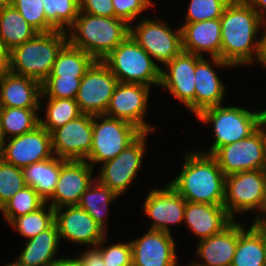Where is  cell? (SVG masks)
I'll list each match as a JSON object with an SVG mask.
<instances>
[{
  "mask_svg": "<svg viewBox=\"0 0 266 266\" xmlns=\"http://www.w3.org/2000/svg\"><path fill=\"white\" fill-rule=\"evenodd\" d=\"M82 78L47 77L41 83L40 98L75 99Z\"/></svg>",
  "mask_w": 266,
  "mask_h": 266,
  "instance_id": "ab89813d",
  "label": "cell"
},
{
  "mask_svg": "<svg viewBox=\"0 0 266 266\" xmlns=\"http://www.w3.org/2000/svg\"><path fill=\"white\" fill-rule=\"evenodd\" d=\"M25 182L47 201L53 194L59 173L60 158L53 156L48 160L33 163L23 168Z\"/></svg>",
  "mask_w": 266,
  "mask_h": 266,
  "instance_id": "f1b7e54d",
  "label": "cell"
},
{
  "mask_svg": "<svg viewBox=\"0 0 266 266\" xmlns=\"http://www.w3.org/2000/svg\"><path fill=\"white\" fill-rule=\"evenodd\" d=\"M4 266H24V265H22V264L16 259V260L13 261L12 263L10 262V263H8V264H6V265H4Z\"/></svg>",
  "mask_w": 266,
  "mask_h": 266,
  "instance_id": "f907efd6",
  "label": "cell"
},
{
  "mask_svg": "<svg viewBox=\"0 0 266 266\" xmlns=\"http://www.w3.org/2000/svg\"><path fill=\"white\" fill-rule=\"evenodd\" d=\"M184 154L181 171L168 184L187 202L223 205L225 175L217 160L196 150Z\"/></svg>",
  "mask_w": 266,
  "mask_h": 266,
  "instance_id": "7a4b0ae2",
  "label": "cell"
},
{
  "mask_svg": "<svg viewBox=\"0 0 266 266\" xmlns=\"http://www.w3.org/2000/svg\"><path fill=\"white\" fill-rule=\"evenodd\" d=\"M239 238V222L234 220L222 232L198 241L197 261L188 266H231Z\"/></svg>",
  "mask_w": 266,
  "mask_h": 266,
  "instance_id": "7402d4cb",
  "label": "cell"
},
{
  "mask_svg": "<svg viewBox=\"0 0 266 266\" xmlns=\"http://www.w3.org/2000/svg\"><path fill=\"white\" fill-rule=\"evenodd\" d=\"M265 154H266V117L264 118ZM266 171V167H265Z\"/></svg>",
  "mask_w": 266,
  "mask_h": 266,
  "instance_id": "816d5d0a",
  "label": "cell"
},
{
  "mask_svg": "<svg viewBox=\"0 0 266 266\" xmlns=\"http://www.w3.org/2000/svg\"><path fill=\"white\" fill-rule=\"evenodd\" d=\"M13 0H0V8L11 6Z\"/></svg>",
  "mask_w": 266,
  "mask_h": 266,
  "instance_id": "681fc988",
  "label": "cell"
},
{
  "mask_svg": "<svg viewBox=\"0 0 266 266\" xmlns=\"http://www.w3.org/2000/svg\"><path fill=\"white\" fill-rule=\"evenodd\" d=\"M95 61L90 54L67 42L58 52L48 77L83 78Z\"/></svg>",
  "mask_w": 266,
  "mask_h": 266,
  "instance_id": "f546056e",
  "label": "cell"
},
{
  "mask_svg": "<svg viewBox=\"0 0 266 266\" xmlns=\"http://www.w3.org/2000/svg\"><path fill=\"white\" fill-rule=\"evenodd\" d=\"M36 34L38 32L12 5L0 8V35L10 50L29 41Z\"/></svg>",
  "mask_w": 266,
  "mask_h": 266,
  "instance_id": "4dcf8cb0",
  "label": "cell"
},
{
  "mask_svg": "<svg viewBox=\"0 0 266 266\" xmlns=\"http://www.w3.org/2000/svg\"><path fill=\"white\" fill-rule=\"evenodd\" d=\"M47 205L45 203L34 212L14 218L8 225L26 240L38 235L54 223V208Z\"/></svg>",
  "mask_w": 266,
  "mask_h": 266,
  "instance_id": "e575fe53",
  "label": "cell"
},
{
  "mask_svg": "<svg viewBox=\"0 0 266 266\" xmlns=\"http://www.w3.org/2000/svg\"><path fill=\"white\" fill-rule=\"evenodd\" d=\"M46 201L31 186H25L18 191L1 208L5 222L9 224L14 218L34 212L41 208Z\"/></svg>",
  "mask_w": 266,
  "mask_h": 266,
  "instance_id": "d590c367",
  "label": "cell"
},
{
  "mask_svg": "<svg viewBox=\"0 0 266 266\" xmlns=\"http://www.w3.org/2000/svg\"><path fill=\"white\" fill-rule=\"evenodd\" d=\"M119 81L109 68L96 60L81 79L76 102L83 114H105Z\"/></svg>",
  "mask_w": 266,
  "mask_h": 266,
  "instance_id": "4fadbf2b",
  "label": "cell"
},
{
  "mask_svg": "<svg viewBox=\"0 0 266 266\" xmlns=\"http://www.w3.org/2000/svg\"><path fill=\"white\" fill-rule=\"evenodd\" d=\"M266 117V109L252 111L241 106L219 105L201 111L195 118L212 125L214 142L208 150L200 152L212 155L219 147L242 140L254 133Z\"/></svg>",
  "mask_w": 266,
  "mask_h": 266,
  "instance_id": "5b68a950",
  "label": "cell"
},
{
  "mask_svg": "<svg viewBox=\"0 0 266 266\" xmlns=\"http://www.w3.org/2000/svg\"><path fill=\"white\" fill-rule=\"evenodd\" d=\"M94 168L86 160L60 159V173L52 196L46 201L54 209L78 205L81 195L96 179ZM93 176V177H92Z\"/></svg>",
  "mask_w": 266,
  "mask_h": 266,
  "instance_id": "e0dca14e",
  "label": "cell"
},
{
  "mask_svg": "<svg viewBox=\"0 0 266 266\" xmlns=\"http://www.w3.org/2000/svg\"><path fill=\"white\" fill-rule=\"evenodd\" d=\"M206 57L196 64L195 69V116L204 109L224 103L227 87L215 69L234 68L218 57Z\"/></svg>",
  "mask_w": 266,
  "mask_h": 266,
  "instance_id": "44dd1931",
  "label": "cell"
},
{
  "mask_svg": "<svg viewBox=\"0 0 266 266\" xmlns=\"http://www.w3.org/2000/svg\"><path fill=\"white\" fill-rule=\"evenodd\" d=\"M46 20L56 29L67 32L80 12L79 0H41Z\"/></svg>",
  "mask_w": 266,
  "mask_h": 266,
  "instance_id": "836d02e7",
  "label": "cell"
},
{
  "mask_svg": "<svg viewBox=\"0 0 266 266\" xmlns=\"http://www.w3.org/2000/svg\"><path fill=\"white\" fill-rule=\"evenodd\" d=\"M105 236L97 245L102 254L106 266H132V246L128 242H115L106 245Z\"/></svg>",
  "mask_w": 266,
  "mask_h": 266,
  "instance_id": "60d3db41",
  "label": "cell"
},
{
  "mask_svg": "<svg viewBox=\"0 0 266 266\" xmlns=\"http://www.w3.org/2000/svg\"><path fill=\"white\" fill-rule=\"evenodd\" d=\"M202 56L182 51L161 69L159 87L168 90L195 116V69Z\"/></svg>",
  "mask_w": 266,
  "mask_h": 266,
  "instance_id": "5bb4252c",
  "label": "cell"
},
{
  "mask_svg": "<svg viewBox=\"0 0 266 266\" xmlns=\"http://www.w3.org/2000/svg\"><path fill=\"white\" fill-rule=\"evenodd\" d=\"M12 6L38 33L56 31L45 18L41 0H13Z\"/></svg>",
  "mask_w": 266,
  "mask_h": 266,
  "instance_id": "74e56055",
  "label": "cell"
},
{
  "mask_svg": "<svg viewBox=\"0 0 266 266\" xmlns=\"http://www.w3.org/2000/svg\"><path fill=\"white\" fill-rule=\"evenodd\" d=\"M3 141H4V138L2 137V133H1V129H0V151L2 148Z\"/></svg>",
  "mask_w": 266,
  "mask_h": 266,
  "instance_id": "f5cc1de1",
  "label": "cell"
},
{
  "mask_svg": "<svg viewBox=\"0 0 266 266\" xmlns=\"http://www.w3.org/2000/svg\"><path fill=\"white\" fill-rule=\"evenodd\" d=\"M264 266H266V252H265V261H264Z\"/></svg>",
  "mask_w": 266,
  "mask_h": 266,
  "instance_id": "db71d44e",
  "label": "cell"
},
{
  "mask_svg": "<svg viewBox=\"0 0 266 266\" xmlns=\"http://www.w3.org/2000/svg\"><path fill=\"white\" fill-rule=\"evenodd\" d=\"M67 35L72 46L101 61L130 35V25L117 17L94 16L80 11Z\"/></svg>",
  "mask_w": 266,
  "mask_h": 266,
  "instance_id": "3957f363",
  "label": "cell"
},
{
  "mask_svg": "<svg viewBox=\"0 0 266 266\" xmlns=\"http://www.w3.org/2000/svg\"><path fill=\"white\" fill-rule=\"evenodd\" d=\"M52 266H79L77 261L74 257L66 258L62 257L61 259L57 260Z\"/></svg>",
  "mask_w": 266,
  "mask_h": 266,
  "instance_id": "c3c4849f",
  "label": "cell"
},
{
  "mask_svg": "<svg viewBox=\"0 0 266 266\" xmlns=\"http://www.w3.org/2000/svg\"><path fill=\"white\" fill-rule=\"evenodd\" d=\"M247 229L239 223V238L231 266H264L266 223L253 222Z\"/></svg>",
  "mask_w": 266,
  "mask_h": 266,
  "instance_id": "484cf974",
  "label": "cell"
},
{
  "mask_svg": "<svg viewBox=\"0 0 266 266\" xmlns=\"http://www.w3.org/2000/svg\"><path fill=\"white\" fill-rule=\"evenodd\" d=\"M234 219L223 205H210L186 201L183 223L198 240H203L226 229Z\"/></svg>",
  "mask_w": 266,
  "mask_h": 266,
  "instance_id": "603a6c76",
  "label": "cell"
},
{
  "mask_svg": "<svg viewBox=\"0 0 266 266\" xmlns=\"http://www.w3.org/2000/svg\"><path fill=\"white\" fill-rule=\"evenodd\" d=\"M25 186L23 169L0 158V208Z\"/></svg>",
  "mask_w": 266,
  "mask_h": 266,
  "instance_id": "8d00e7d4",
  "label": "cell"
},
{
  "mask_svg": "<svg viewBox=\"0 0 266 266\" xmlns=\"http://www.w3.org/2000/svg\"><path fill=\"white\" fill-rule=\"evenodd\" d=\"M64 208V209H63ZM54 222L60 240L95 247L107 236V232L77 205L62 206L54 209Z\"/></svg>",
  "mask_w": 266,
  "mask_h": 266,
  "instance_id": "ac0fdd59",
  "label": "cell"
},
{
  "mask_svg": "<svg viewBox=\"0 0 266 266\" xmlns=\"http://www.w3.org/2000/svg\"><path fill=\"white\" fill-rule=\"evenodd\" d=\"M101 61L119 82L160 86L162 67L130 35Z\"/></svg>",
  "mask_w": 266,
  "mask_h": 266,
  "instance_id": "52a82bcc",
  "label": "cell"
},
{
  "mask_svg": "<svg viewBox=\"0 0 266 266\" xmlns=\"http://www.w3.org/2000/svg\"><path fill=\"white\" fill-rule=\"evenodd\" d=\"M261 17L266 20V0H245Z\"/></svg>",
  "mask_w": 266,
  "mask_h": 266,
  "instance_id": "7dc6e473",
  "label": "cell"
},
{
  "mask_svg": "<svg viewBox=\"0 0 266 266\" xmlns=\"http://www.w3.org/2000/svg\"><path fill=\"white\" fill-rule=\"evenodd\" d=\"M7 140L3 141L0 158L16 167L23 169L54 156L51 133L40 125L31 132Z\"/></svg>",
  "mask_w": 266,
  "mask_h": 266,
  "instance_id": "2e32d148",
  "label": "cell"
},
{
  "mask_svg": "<svg viewBox=\"0 0 266 266\" xmlns=\"http://www.w3.org/2000/svg\"><path fill=\"white\" fill-rule=\"evenodd\" d=\"M40 108L0 107V129L4 140L33 131L39 126Z\"/></svg>",
  "mask_w": 266,
  "mask_h": 266,
  "instance_id": "1f68e13d",
  "label": "cell"
},
{
  "mask_svg": "<svg viewBox=\"0 0 266 266\" xmlns=\"http://www.w3.org/2000/svg\"><path fill=\"white\" fill-rule=\"evenodd\" d=\"M93 115L81 114L51 132L54 156L63 160H85L91 151Z\"/></svg>",
  "mask_w": 266,
  "mask_h": 266,
  "instance_id": "9a60e30c",
  "label": "cell"
},
{
  "mask_svg": "<svg viewBox=\"0 0 266 266\" xmlns=\"http://www.w3.org/2000/svg\"><path fill=\"white\" fill-rule=\"evenodd\" d=\"M261 30L263 33H261V49L258 64L262 65L266 70V20H262Z\"/></svg>",
  "mask_w": 266,
  "mask_h": 266,
  "instance_id": "bcb514c9",
  "label": "cell"
},
{
  "mask_svg": "<svg viewBox=\"0 0 266 266\" xmlns=\"http://www.w3.org/2000/svg\"><path fill=\"white\" fill-rule=\"evenodd\" d=\"M140 19L136 25L130 24V36L158 65L164 66L183 51L181 27L172 30L160 18Z\"/></svg>",
  "mask_w": 266,
  "mask_h": 266,
  "instance_id": "9c48e42d",
  "label": "cell"
},
{
  "mask_svg": "<svg viewBox=\"0 0 266 266\" xmlns=\"http://www.w3.org/2000/svg\"><path fill=\"white\" fill-rule=\"evenodd\" d=\"M141 131L134 125L105 114L93 115V136L91 151L85 159L94 169L114 159L131 143Z\"/></svg>",
  "mask_w": 266,
  "mask_h": 266,
  "instance_id": "ba28073f",
  "label": "cell"
},
{
  "mask_svg": "<svg viewBox=\"0 0 266 266\" xmlns=\"http://www.w3.org/2000/svg\"><path fill=\"white\" fill-rule=\"evenodd\" d=\"M220 22L221 59L233 67L258 63L262 24L259 14L245 0H231Z\"/></svg>",
  "mask_w": 266,
  "mask_h": 266,
  "instance_id": "6da1fadb",
  "label": "cell"
},
{
  "mask_svg": "<svg viewBox=\"0 0 266 266\" xmlns=\"http://www.w3.org/2000/svg\"><path fill=\"white\" fill-rule=\"evenodd\" d=\"M41 83L3 71L0 73V107L40 108Z\"/></svg>",
  "mask_w": 266,
  "mask_h": 266,
  "instance_id": "d4e9b609",
  "label": "cell"
},
{
  "mask_svg": "<svg viewBox=\"0 0 266 266\" xmlns=\"http://www.w3.org/2000/svg\"><path fill=\"white\" fill-rule=\"evenodd\" d=\"M151 88L140 83L119 82L110 98L105 115L124 120L141 132L155 131V127L145 121Z\"/></svg>",
  "mask_w": 266,
  "mask_h": 266,
  "instance_id": "7c38bea8",
  "label": "cell"
},
{
  "mask_svg": "<svg viewBox=\"0 0 266 266\" xmlns=\"http://www.w3.org/2000/svg\"><path fill=\"white\" fill-rule=\"evenodd\" d=\"M68 42L67 32L38 33L10 53L8 71L42 83L52 72L58 52Z\"/></svg>",
  "mask_w": 266,
  "mask_h": 266,
  "instance_id": "277c9868",
  "label": "cell"
},
{
  "mask_svg": "<svg viewBox=\"0 0 266 266\" xmlns=\"http://www.w3.org/2000/svg\"><path fill=\"white\" fill-rule=\"evenodd\" d=\"M81 253L79 257H74L79 266H106L100 249L97 246L87 247Z\"/></svg>",
  "mask_w": 266,
  "mask_h": 266,
  "instance_id": "ee69618b",
  "label": "cell"
},
{
  "mask_svg": "<svg viewBox=\"0 0 266 266\" xmlns=\"http://www.w3.org/2000/svg\"><path fill=\"white\" fill-rule=\"evenodd\" d=\"M223 206L234 220H237L236 213L246 214L256 211L253 222L266 223L265 169L242 171L225 176Z\"/></svg>",
  "mask_w": 266,
  "mask_h": 266,
  "instance_id": "8992f818",
  "label": "cell"
},
{
  "mask_svg": "<svg viewBox=\"0 0 266 266\" xmlns=\"http://www.w3.org/2000/svg\"><path fill=\"white\" fill-rule=\"evenodd\" d=\"M182 49L184 52L204 57L221 59V22L209 19L201 22L182 24Z\"/></svg>",
  "mask_w": 266,
  "mask_h": 266,
  "instance_id": "cb8c5ba5",
  "label": "cell"
},
{
  "mask_svg": "<svg viewBox=\"0 0 266 266\" xmlns=\"http://www.w3.org/2000/svg\"><path fill=\"white\" fill-rule=\"evenodd\" d=\"M212 156L225 176L242 171L265 169L264 119L260 127L245 139L219 147Z\"/></svg>",
  "mask_w": 266,
  "mask_h": 266,
  "instance_id": "8fae6325",
  "label": "cell"
},
{
  "mask_svg": "<svg viewBox=\"0 0 266 266\" xmlns=\"http://www.w3.org/2000/svg\"><path fill=\"white\" fill-rule=\"evenodd\" d=\"M163 186L146 194L142 209L152 220L149 230L172 233L169 227L184 221L186 200L168 183Z\"/></svg>",
  "mask_w": 266,
  "mask_h": 266,
  "instance_id": "d6986e66",
  "label": "cell"
},
{
  "mask_svg": "<svg viewBox=\"0 0 266 266\" xmlns=\"http://www.w3.org/2000/svg\"><path fill=\"white\" fill-rule=\"evenodd\" d=\"M153 2L154 0H112L115 17L123 19L129 25L135 22L144 11L154 7Z\"/></svg>",
  "mask_w": 266,
  "mask_h": 266,
  "instance_id": "b9f144b4",
  "label": "cell"
},
{
  "mask_svg": "<svg viewBox=\"0 0 266 266\" xmlns=\"http://www.w3.org/2000/svg\"><path fill=\"white\" fill-rule=\"evenodd\" d=\"M231 0H190L184 23L219 19Z\"/></svg>",
  "mask_w": 266,
  "mask_h": 266,
  "instance_id": "f35d334b",
  "label": "cell"
},
{
  "mask_svg": "<svg viewBox=\"0 0 266 266\" xmlns=\"http://www.w3.org/2000/svg\"><path fill=\"white\" fill-rule=\"evenodd\" d=\"M80 11L94 16L115 17L112 0H79Z\"/></svg>",
  "mask_w": 266,
  "mask_h": 266,
  "instance_id": "7bdbcfd3",
  "label": "cell"
},
{
  "mask_svg": "<svg viewBox=\"0 0 266 266\" xmlns=\"http://www.w3.org/2000/svg\"><path fill=\"white\" fill-rule=\"evenodd\" d=\"M11 50L7 47L5 41L0 35V73L8 71L10 65Z\"/></svg>",
  "mask_w": 266,
  "mask_h": 266,
  "instance_id": "f6af8a7d",
  "label": "cell"
},
{
  "mask_svg": "<svg viewBox=\"0 0 266 266\" xmlns=\"http://www.w3.org/2000/svg\"><path fill=\"white\" fill-rule=\"evenodd\" d=\"M173 234L149 230L130 240L132 266H180Z\"/></svg>",
  "mask_w": 266,
  "mask_h": 266,
  "instance_id": "ffe728a7",
  "label": "cell"
},
{
  "mask_svg": "<svg viewBox=\"0 0 266 266\" xmlns=\"http://www.w3.org/2000/svg\"><path fill=\"white\" fill-rule=\"evenodd\" d=\"M153 132H141L114 159L101 164L96 179L108 186L119 197L126 193L142 169V160L146 152L147 136ZM140 169V170H139Z\"/></svg>",
  "mask_w": 266,
  "mask_h": 266,
  "instance_id": "30bf717a",
  "label": "cell"
},
{
  "mask_svg": "<svg viewBox=\"0 0 266 266\" xmlns=\"http://www.w3.org/2000/svg\"><path fill=\"white\" fill-rule=\"evenodd\" d=\"M117 198L119 196L108 186L95 179L81 195L77 206L85 210L107 232L109 206Z\"/></svg>",
  "mask_w": 266,
  "mask_h": 266,
  "instance_id": "83f0119b",
  "label": "cell"
},
{
  "mask_svg": "<svg viewBox=\"0 0 266 266\" xmlns=\"http://www.w3.org/2000/svg\"><path fill=\"white\" fill-rule=\"evenodd\" d=\"M60 236L55 222L38 235L27 239L17 260L24 266H52L59 253Z\"/></svg>",
  "mask_w": 266,
  "mask_h": 266,
  "instance_id": "4316f807",
  "label": "cell"
},
{
  "mask_svg": "<svg viewBox=\"0 0 266 266\" xmlns=\"http://www.w3.org/2000/svg\"><path fill=\"white\" fill-rule=\"evenodd\" d=\"M43 101L46 102L45 118L39 117V125L49 133L83 114L75 99L40 98V110Z\"/></svg>",
  "mask_w": 266,
  "mask_h": 266,
  "instance_id": "d6a6232c",
  "label": "cell"
}]
</instances>
